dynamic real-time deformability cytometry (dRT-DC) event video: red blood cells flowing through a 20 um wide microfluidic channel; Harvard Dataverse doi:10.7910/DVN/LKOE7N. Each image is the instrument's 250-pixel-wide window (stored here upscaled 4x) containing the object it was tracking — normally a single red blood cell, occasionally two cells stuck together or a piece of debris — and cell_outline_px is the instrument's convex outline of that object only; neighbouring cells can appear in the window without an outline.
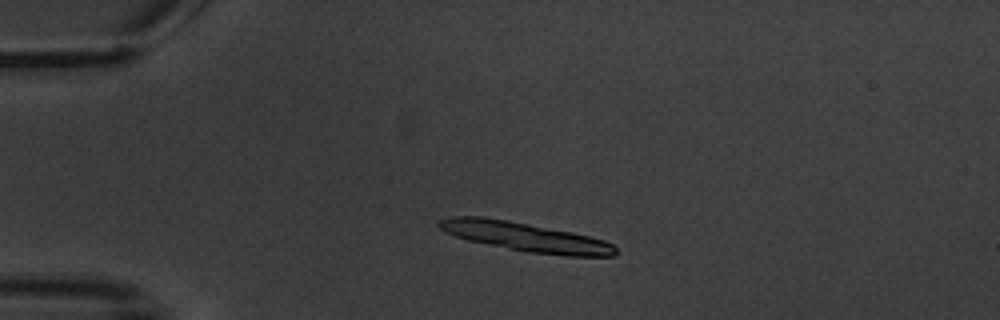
{"species": "common noctule bat (a hibernating species)", "species_latin": "Nyctalus noctula", "temperature_condition": "warm", "stored_images_in_passage": 3, "camera_frame_rate_fps": 3000, "um_per_image_px": 0.085, "animal": {"sex": "male", "body_mass_g": 20.1, "forearm_length_mm": 53.5}, "frame": {"image": 1, "passage_image": 2, "time_ms": 1.333, "image_size_px": [1000, 320], "cell_outline_px": [[616, 252], [612, 256], [564, 256], [528, 252], [468, 240], [444, 232], [436, 224], [440, 220], [452, 216], [480, 216], [508, 220], [572, 232], [604, 240], [612, 244], [616, 248]], "centroid_in_image_um": [44.64, 20.13], "position_along_channel_um": 40.4, "area_um2": 29.65}}